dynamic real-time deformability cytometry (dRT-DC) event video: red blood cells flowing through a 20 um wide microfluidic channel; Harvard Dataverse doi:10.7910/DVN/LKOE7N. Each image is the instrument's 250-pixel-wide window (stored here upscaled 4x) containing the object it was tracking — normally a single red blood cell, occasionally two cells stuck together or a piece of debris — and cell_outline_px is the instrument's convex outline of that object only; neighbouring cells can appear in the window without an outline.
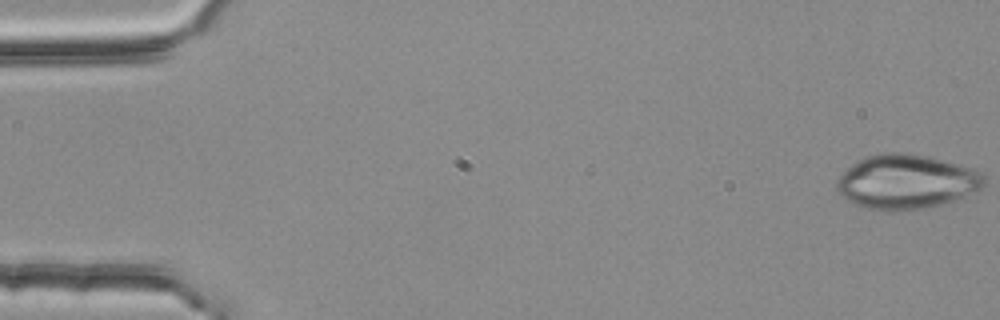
{"species": "common noctule bat (a hibernating species)", "species_latin": "Nyctalus noctula", "temperature_condition": "room temperature", "stored_images_in_passage": 2, "camera_frame_rate_fps": 3000, "um_per_image_px": 0.085, "animal": {"sex": "female", "body_mass_g": 25.1}, "frame": {"image": 1, "passage_image": 2, "time_ms": 0.333, "image_size_px": [1000, 320], "cell_outline_px": [[984, 188], [952, 200], [940, 204], [904, 212], [888, 212], [868, 208], [844, 200], [840, 196], [836, 188], [836, 180], [852, 164], [868, 156], [884, 152], [904, 152], [928, 156], [960, 164], [972, 168], [980, 172], [984, 176]], "centroid_in_image_um": [77.01, 15.46], "position_along_channel_um": 8.0, "area_um2": 46.88}}